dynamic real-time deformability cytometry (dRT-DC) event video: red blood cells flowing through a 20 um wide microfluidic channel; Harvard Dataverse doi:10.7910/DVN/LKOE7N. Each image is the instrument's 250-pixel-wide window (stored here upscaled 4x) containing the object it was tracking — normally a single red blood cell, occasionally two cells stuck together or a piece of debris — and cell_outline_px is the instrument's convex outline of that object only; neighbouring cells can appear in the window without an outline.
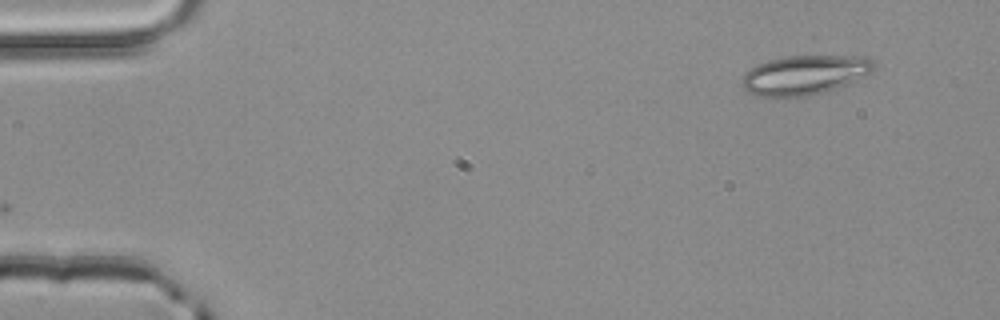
{"species": "common noctule bat (a hibernating species)", "species_latin": "Nyctalus noctula", "temperature_condition": "room temperature", "stored_images_in_passage": 3, "camera_frame_rate_fps": 3000, "um_per_image_px": 0.085, "animal": {"sex": "male", "body_mass_g": 20.4}, "frame": {"image": 1, "passage_image": 3, "time_ms": 0.667, "image_size_px": [1000, 320], "cell_outline_px": [[876, 68], [872, 72], [848, 84], [824, 92], [808, 96], [756, 96], [748, 92], [740, 84], [740, 76], [744, 72], [756, 64], [768, 60], [784, 56], [872, 56], [876, 64]], "centroid_in_image_um": [68.39, 6.35], "position_along_channel_um": 16.6, "area_um2": 30.81}}